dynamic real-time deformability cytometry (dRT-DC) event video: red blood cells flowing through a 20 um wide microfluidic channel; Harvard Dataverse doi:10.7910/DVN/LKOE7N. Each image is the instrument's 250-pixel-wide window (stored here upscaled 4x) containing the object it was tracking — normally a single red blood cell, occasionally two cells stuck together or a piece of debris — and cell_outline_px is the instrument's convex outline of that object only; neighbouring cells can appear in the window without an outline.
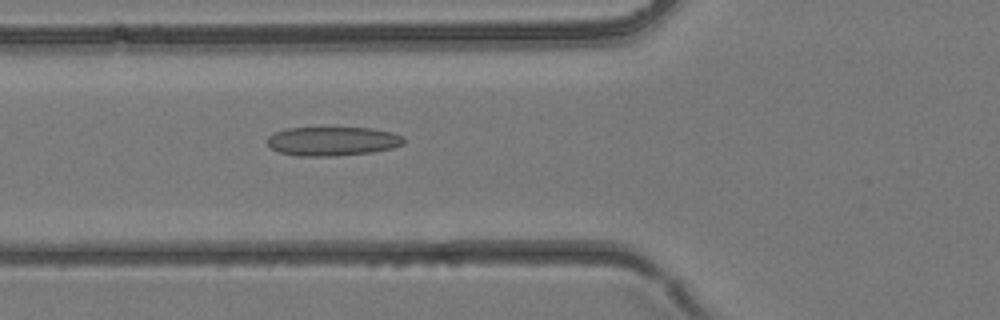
{"species": "common noctule bat (a hibernating species)", "species_latin": "Nyctalus noctula", "temperature_condition": "room temperature", "stored_images_in_passage": 28, "camera_frame_rate_fps": 3000, "um_per_image_px": 0.085, "animal": {"sex": "female", "body_mass_g": 24.6, "forearm_length_mm": 56.2}, "frame": {"image": 1, "passage_image": 3, "time_ms": 0.667, "image_size_px": [1000, 320], "cell_outline_px": [[404, 144], [392, 148], [372, 152], [336, 156], [296, 156], [280, 152], [272, 148], [268, 144], [268, 136], [276, 132], [288, 128], [372, 128], [392, 132], [404, 136]], "centroid_in_image_um": [28.3, 12.0], "position_along_channel_um": 97.5, "area_um2": 23.06}}
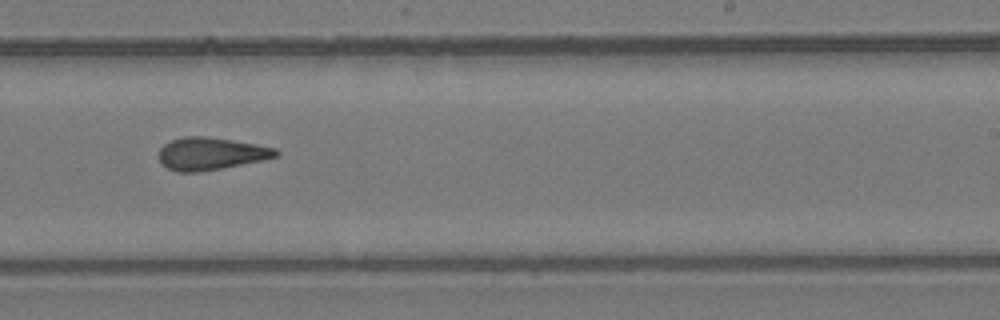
{"frame": {"image": 2, "passage_image": 13, "time_ms": 4.0, "image_size_px": [1000, 320], "cell_outline_px": [[280, 156], [200, 172], [176, 172], [160, 164], [156, 156], [160, 148], [164, 144], [172, 140], [184, 136], [204, 136], [232, 140], [256, 144], [276, 148], [280, 152]], "centroid_in_image_um": [17.86, 13.06], "position_along_channel_um": 271.1, "area_um2": 22.25}}
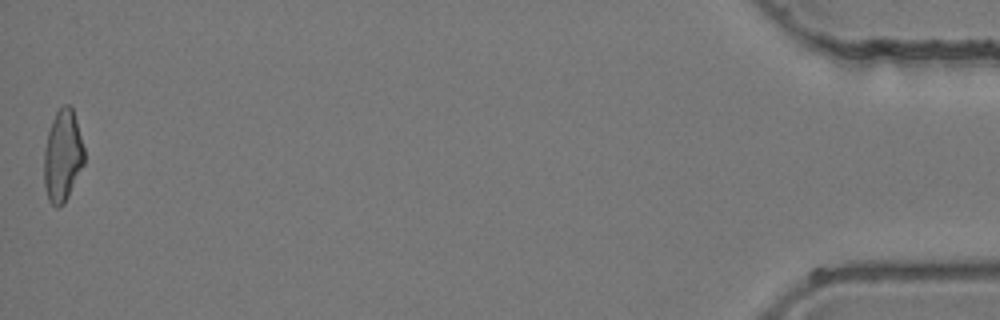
{"frame": {"image": 3, "passage_image": 28, "time_ms": 9.0, "image_size_px": [1000, 320], "cell_outline_px": [[84, 164], [64, 204], [56, 208], [48, 200], [44, 184], [44, 148], [48, 132], [52, 120], [56, 112], [64, 104], [68, 104], [72, 108], [76, 120], [84, 148]], "centroid_in_image_um": [5.31, 13.26], "position_along_channel_um": 429.9, "area_um2": 21.44}}